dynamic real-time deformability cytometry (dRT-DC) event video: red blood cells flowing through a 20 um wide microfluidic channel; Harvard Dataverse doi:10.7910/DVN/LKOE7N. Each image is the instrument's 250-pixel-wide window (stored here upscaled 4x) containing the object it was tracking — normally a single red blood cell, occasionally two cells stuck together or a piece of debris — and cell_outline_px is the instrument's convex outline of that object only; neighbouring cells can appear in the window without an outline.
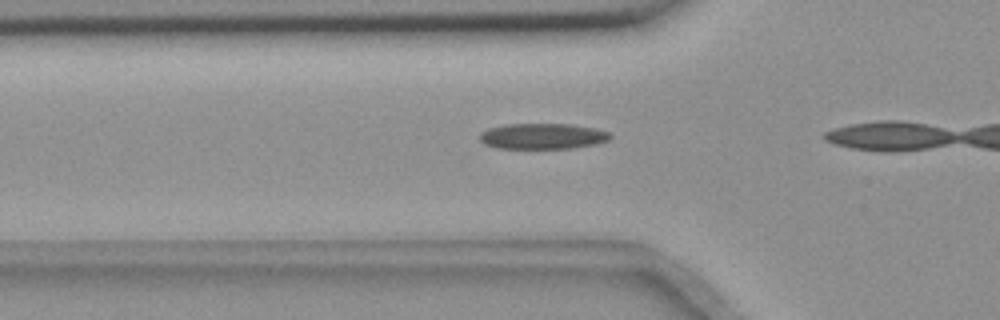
{"species": "common noctule bat (a hibernating species)", "species_latin": "Nyctalus noctula", "temperature_condition": "room temperature", "stored_images_in_passage": 7, "camera_frame_rate_fps": 3000, "um_per_image_px": 0.085, "animal": {"sex": "female", "body_mass_g": 18.4}, "frame": {"image": 1, "passage_image": 5, "time_ms": 1.333, "image_size_px": [1000, 320], "cell_outline_px": [[612, 136], [608, 140], [596, 144], [572, 148], [496, 148], [484, 144], [480, 140], [480, 132], [488, 128], [504, 124], [568, 124], [596, 128], [608, 132]], "centroid_in_image_um": [46.1, 11.57], "position_along_channel_um": 79.7, "area_um2": 19.59}}